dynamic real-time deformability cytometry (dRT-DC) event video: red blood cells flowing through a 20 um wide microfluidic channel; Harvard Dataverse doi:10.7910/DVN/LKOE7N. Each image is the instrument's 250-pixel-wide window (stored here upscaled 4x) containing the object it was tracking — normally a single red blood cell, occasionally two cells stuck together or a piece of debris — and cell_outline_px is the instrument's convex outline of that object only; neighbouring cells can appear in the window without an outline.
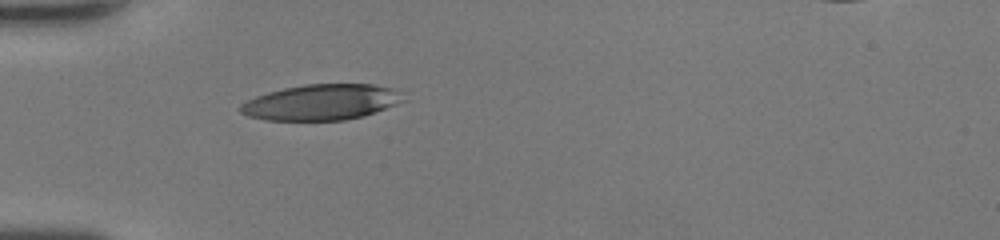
{"species": "human", "species_latin": "Homo sapiens", "temperature_condition": "room temperature", "stored_images_in_passage": 33, "camera_frame_rate_fps": 3000, "um_per_image_px": 0.085, "donor": {"sex": "female"}, "frame": {"image": 1, "passage_image": 1, "time_ms": 0.0, "image_size_px": [1000, 240], "cell_outline_px": [[408, 100], [364, 116], [344, 120], [264, 120], [248, 116], [240, 112], [240, 104], [256, 96], [268, 92], [284, 88], [304, 84], [372, 84], [396, 88]], "centroid_in_image_um": [27.36, 8.68], "position_along_channel_um": 57.6, "area_um2": 34.1}}
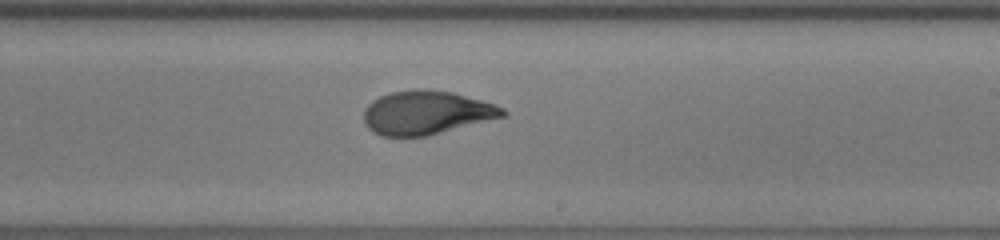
{"frame": {"image": 2, "passage_image": 15, "time_ms": 4.667, "image_size_px": [1000, 240], "cell_outline_px": [[508, 116], [428, 136], [380, 136], [372, 132], [364, 124], [364, 108], [372, 100], [380, 96], [392, 92], [452, 92], [480, 100], [504, 108], [508, 112]], "centroid_in_image_um": [36.25, 9.63], "position_along_channel_um": 252.7, "area_um2": 34.8}}
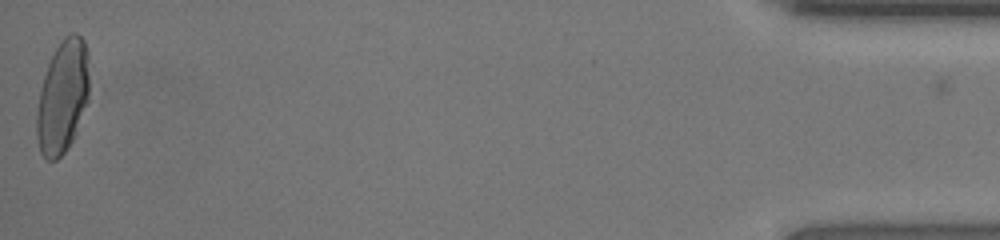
{"frame": {"image": 3, "passage_image": 33, "time_ms": 10.667, "image_size_px": [1000, 240], "cell_outline_px": [[88, 100], [76, 132], [68, 148], [56, 160], [48, 160], [40, 152], [36, 136], [36, 112], [40, 88], [48, 64], [60, 40], [64, 36], [72, 32], [76, 32], [84, 40], [88, 56]], "centroid_in_image_um": [5.31, 8.22], "position_along_channel_um": 429.9, "area_um2": 34.68}, "authors_computed_cell_mechanics": {"area_um2": 35.0268, "velocity_mm_per_s": 4.4347, "shape_relaxation_time_tau1_ms": 4.3303, "shape_relaxation_time_tau2_ms": 0.9639, "deformation_change_tau1": 0.1982, "deformation_change_tau2": 0.0649}}